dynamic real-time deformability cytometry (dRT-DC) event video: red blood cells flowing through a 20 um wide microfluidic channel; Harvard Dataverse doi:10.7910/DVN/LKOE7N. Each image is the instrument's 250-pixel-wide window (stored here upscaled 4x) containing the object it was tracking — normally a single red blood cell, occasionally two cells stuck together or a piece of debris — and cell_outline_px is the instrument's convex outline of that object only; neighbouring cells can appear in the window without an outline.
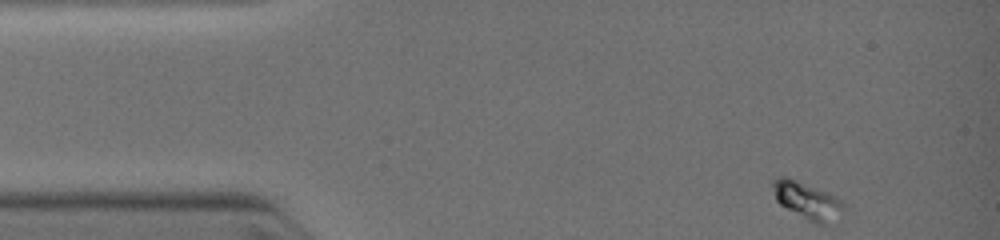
{"species": "common noctule bat (a hibernating species)", "species_latin": "Nyctalus noctula", "temperature_condition": "warm", "stored_images_in_passage": 10, "camera_frame_rate_fps": 3000, "um_per_image_px": 0.085, "animal": {"sex": "female", "body_mass_g": 19.0, "forearm_length_mm": 51.5}, "frame": {"image": 1, "passage_image": 1, "time_ms": 0.0, "image_size_px": [1000, 240], "cell_outline_px": [[844, 208], [824, 224], [812, 224], [780, 204], [776, 200], [768, 184], [772, 180], [780, 176], [828, 192], [836, 196], [844, 204]], "centroid_in_image_um": [68.51, 17.03], "position_along_channel_um": 16.5, "area_um2": 14.91}}
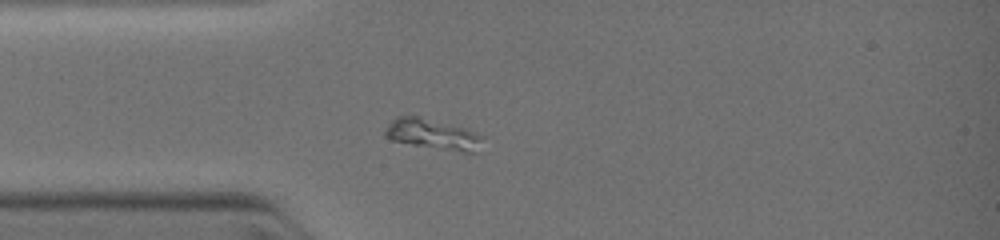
{"frame": {"image": 2, "passage_image": 6, "time_ms": 2.333, "image_size_px": [1000, 240], "cell_outline_px": [[484, 136], [476, 152], [460, 152], [412, 144], [392, 140], [384, 136], [384, 132], [392, 120], [400, 116], [416, 116], [460, 128]], "centroid_in_image_um": [36.75, 11.43], "position_along_channel_um": 48.2, "area_um2": 16.53}}
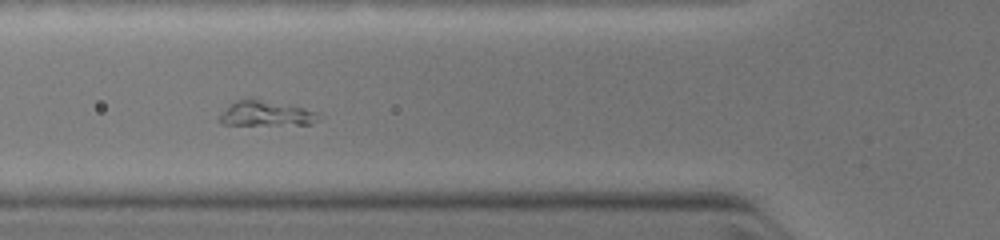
{"frame": {"image": 3, "passage_image": 9, "time_ms": 3.667, "image_size_px": [1000, 240], "cell_outline_px": [[324, 116], [312, 124], [220, 124], [220, 116], [228, 104], [236, 100], [248, 96], [256, 96], [320, 112]], "centroid_in_image_um": [22.66, 9.59], "position_along_channel_um": 103.1, "area_um2": 15.14}}